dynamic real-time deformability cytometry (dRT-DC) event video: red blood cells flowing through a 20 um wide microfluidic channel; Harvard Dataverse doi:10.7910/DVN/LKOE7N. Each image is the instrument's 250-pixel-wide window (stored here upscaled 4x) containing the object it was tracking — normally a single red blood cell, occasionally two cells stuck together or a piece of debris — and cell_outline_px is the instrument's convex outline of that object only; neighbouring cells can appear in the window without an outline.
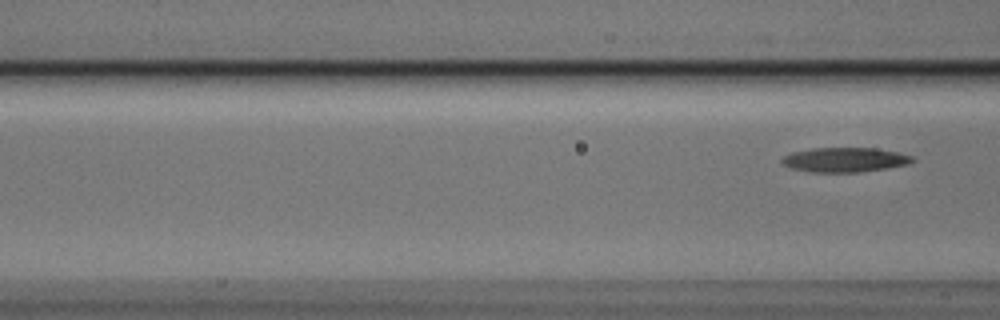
{"species": "Egyptian fruit bat (a non-hibernating species)", "species_latin": "Rousettus aegyptiacus", "temperature_condition": "cold", "stored_images_in_passage": 3, "camera_frame_rate_fps": 3000, "um_per_image_px": 0.085, "animal": {"sex": "male"}, "frame": {"image": 1, "passage_image": 3, "time_ms": 0.667, "image_size_px": [1000, 320], "cell_outline_px": [[916, 160], [908, 164], [884, 168], [856, 172], [812, 172], [792, 168], [784, 164], [780, 160], [784, 156], [792, 152], [812, 148], [876, 148], [896, 152], [912, 156]], "centroid_in_image_um": [71.8, 13.57], "position_along_channel_um": 94.8, "area_um2": 18.44}}